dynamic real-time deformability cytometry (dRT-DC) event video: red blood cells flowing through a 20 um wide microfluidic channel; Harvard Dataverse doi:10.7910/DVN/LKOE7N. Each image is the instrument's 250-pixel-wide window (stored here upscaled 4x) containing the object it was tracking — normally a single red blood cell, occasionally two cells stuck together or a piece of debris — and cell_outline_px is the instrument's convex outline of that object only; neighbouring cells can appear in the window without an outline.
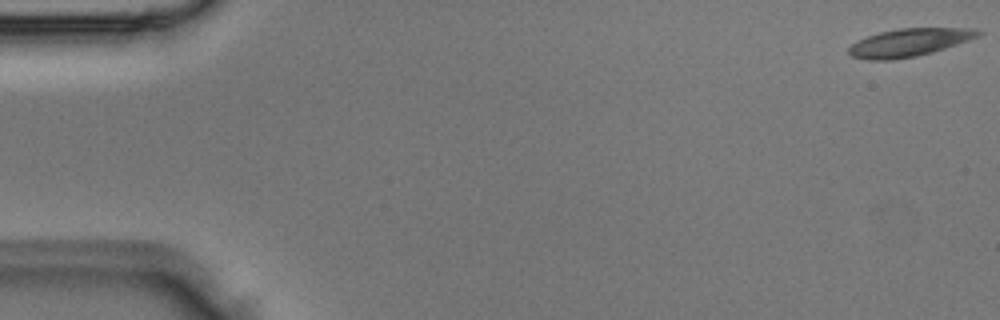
{"species": "Egyptian fruit bat (a non-hibernating species)", "species_latin": "Rousettus aegyptiacus", "temperature_condition": "room temperature", "stored_images_in_passage": 5, "camera_frame_rate_fps": 3000, "um_per_image_px": 0.085, "animal": {"sex": "male"}, "frame": {"image": 1, "passage_image": 1, "time_ms": 0.0, "image_size_px": [1000, 320], "cell_outline_px": [[984, 32], [980, 36], [932, 52], [916, 56], [892, 60], [868, 60], [852, 56], [848, 52], [848, 48], [856, 40], [880, 32], [900, 28], [976, 28]], "centroid_in_image_um": [77.28, 3.61], "position_along_channel_um": 7.7, "area_um2": 20.98}}
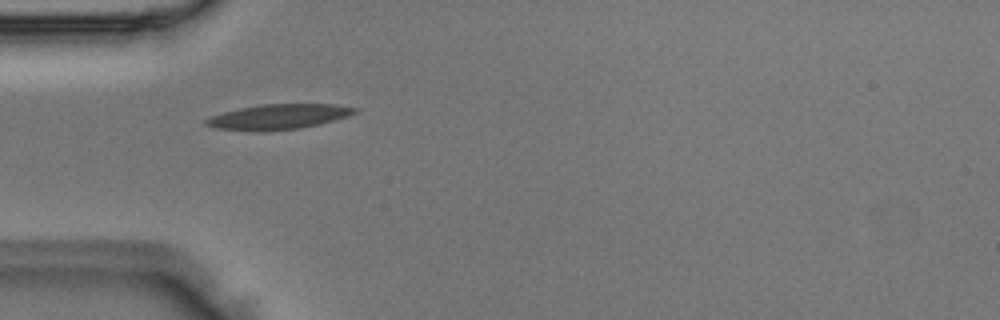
{"frame": {"image": 2, "passage_image": 5, "time_ms": 1.333, "image_size_px": [1000, 320], "cell_outline_px": [[360, 112], [348, 116], [320, 124], [300, 128], [252, 132], [212, 128], [204, 124], [204, 120], [212, 116], [224, 112], [240, 108], [264, 104], [336, 104], [360, 108]], "centroid_in_image_um": [23.69, 9.93], "position_along_channel_um": 61.3, "area_um2": 22.02}}